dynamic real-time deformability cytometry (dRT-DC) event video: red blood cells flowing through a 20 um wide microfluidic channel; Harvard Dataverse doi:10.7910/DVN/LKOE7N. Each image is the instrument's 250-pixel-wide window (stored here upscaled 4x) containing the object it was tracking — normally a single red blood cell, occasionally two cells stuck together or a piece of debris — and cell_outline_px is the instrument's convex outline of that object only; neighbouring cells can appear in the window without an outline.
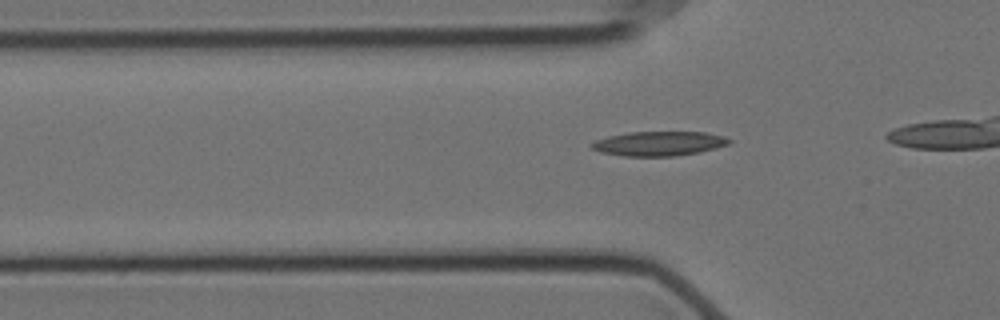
{"species": "Egyptian fruit bat (a non-hibernating species)", "species_latin": "Rousettus aegyptiacus", "temperature_condition": "cold", "stored_images_in_passage": 30, "camera_frame_rate_fps": 3000, "um_per_image_px": 0.085, "animal": {"sex": "female"}, "frame": {"image": 1, "passage_image": 3, "time_ms": 0.667, "image_size_px": [1000, 320], "cell_outline_px": [[732, 140], [728, 144], [716, 148], [700, 152], [676, 156], [624, 156], [600, 152], [592, 148], [588, 144], [596, 140], [608, 136], [628, 132], [704, 132], [724, 136]], "centroid_in_image_um": [56.0, 12.2], "position_along_channel_um": 69.8, "area_um2": 19.65}}
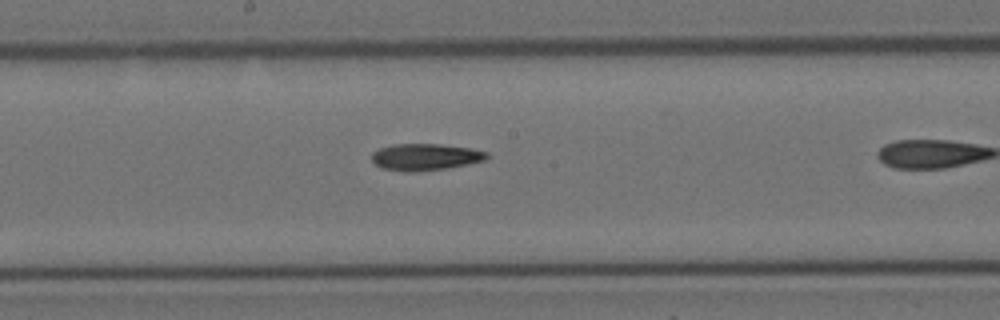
{"frame": {"image": 2, "passage_image": 15, "time_ms": 4.667, "image_size_px": [1000, 320], "cell_outline_px": [[488, 156], [484, 160], [468, 164], [448, 168], [416, 172], [404, 172], [380, 168], [372, 160], [372, 152], [380, 148], [392, 144], [440, 144], [468, 148], [488, 152]], "centroid_in_image_um": [36.11, 13.35], "position_along_channel_um": 212.1, "area_um2": 17.98}}
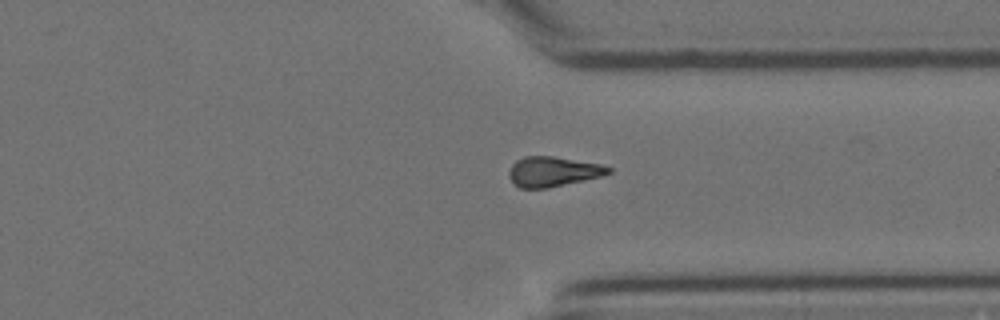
{"frame": {"image": 3, "passage_image": 28, "time_ms": 9.0, "image_size_px": [1000, 320], "cell_outline_px": [[612, 172], [600, 176], [584, 180], [548, 188], [520, 188], [508, 176], [508, 172], [512, 164], [516, 160], [524, 156], [552, 156], [600, 164], [612, 168]], "centroid_in_image_um": [46.99, 14.58], "position_along_channel_um": 364.4, "area_um2": 17.22}}